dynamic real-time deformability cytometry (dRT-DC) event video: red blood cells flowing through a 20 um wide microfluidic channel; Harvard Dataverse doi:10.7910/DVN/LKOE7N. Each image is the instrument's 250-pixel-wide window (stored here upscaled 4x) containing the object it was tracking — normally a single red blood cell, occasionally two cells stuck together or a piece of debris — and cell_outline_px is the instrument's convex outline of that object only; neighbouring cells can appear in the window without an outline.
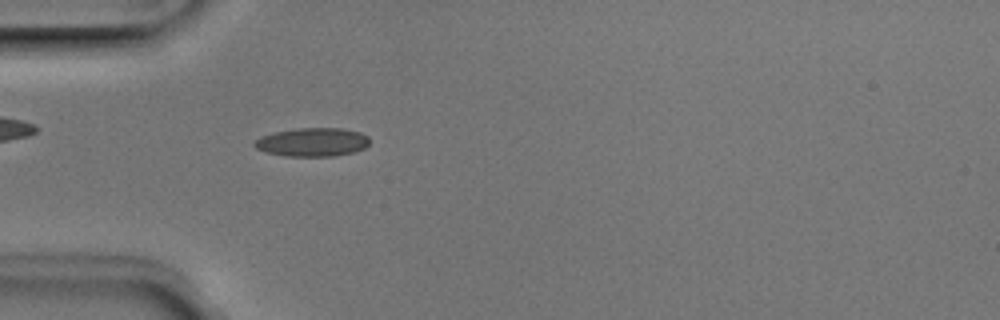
{"species": "Egyptian fruit bat (a non-hibernating species)", "species_latin": "Rousettus aegyptiacus", "temperature_condition": "room temperature", "stored_images_in_passage": 45, "camera_frame_rate_fps": 3000, "um_per_image_px": 0.085, "animal": {"sex": "male"}, "frame": {"image": 1, "passage_image": 9, "time_ms": 2.667, "image_size_px": [1000, 320], "cell_outline_px": [[368, 144], [364, 148], [356, 152], [332, 156], [284, 156], [264, 152], [256, 148], [252, 144], [260, 136], [276, 132], [300, 128], [340, 128], [360, 132], [368, 136]], "centroid_in_image_um": [26.54, 12.09], "position_along_channel_um": 58.5, "area_um2": 19.19}}
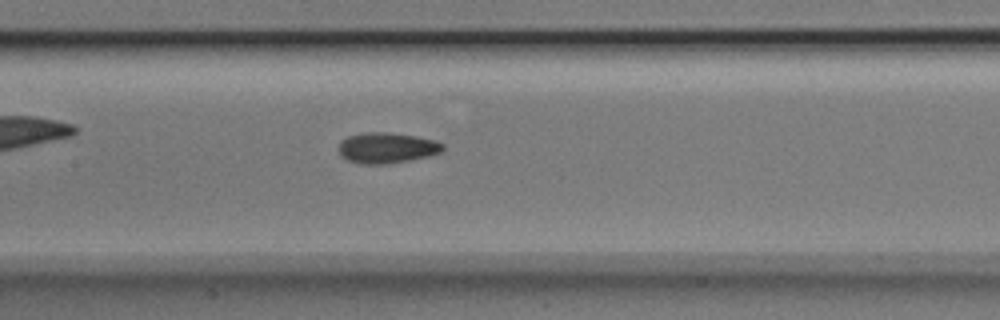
{"frame": {"image": 2, "passage_image": 18, "time_ms": 5.667, "image_size_px": [1000, 320], "cell_outline_px": [[444, 148], [440, 152], [428, 156], [388, 164], [360, 164], [348, 160], [340, 156], [336, 148], [340, 140], [348, 136], [368, 132], [388, 132], [416, 136], [436, 140], [444, 144]], "centroid_in_image_um": [32.83, 12.56], "position_along_channel_um": 174.6, "area_um2": 18.84}}
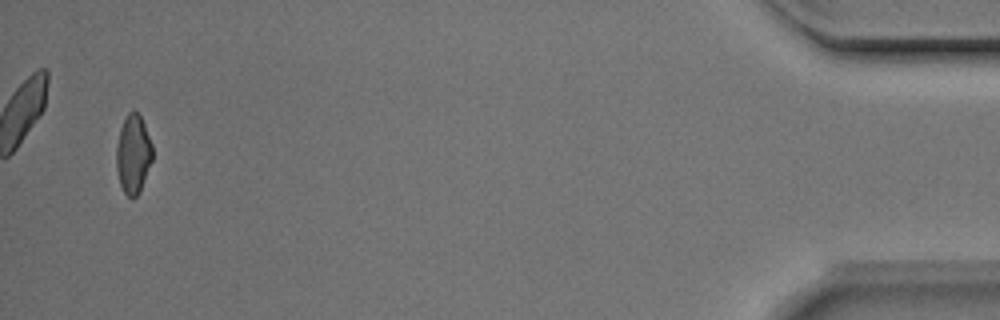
{"frame": {"image": 3, "passage_image": 43, "time_ms": 14.0, "image_size_px": [1000, 320], "cell_outline_px": [[152, 160], [140, 192], [132, 200], [124, 192], [120, 184], [116, 168], [116, 148], [120, 128], [128, 112], [136, 112], [140, 116], [144, 124], [152, 144]], "centroid_in_image_um": [11.31, 13.14], "position_along_channel_um": 423.9, "area_um2": 16.53}, "authors_computed_cell_mechanics": {"area_um2": 17.629, "velocity_mm_per_s": 3.997, "shape_relaxation_time_tau1_ms": 5.5639, "shape_relaxation_time_tau2_ms": 5.2035, "deformation_change_tau1": 0.1253, "deformation_change_tau2": 0.1013}}